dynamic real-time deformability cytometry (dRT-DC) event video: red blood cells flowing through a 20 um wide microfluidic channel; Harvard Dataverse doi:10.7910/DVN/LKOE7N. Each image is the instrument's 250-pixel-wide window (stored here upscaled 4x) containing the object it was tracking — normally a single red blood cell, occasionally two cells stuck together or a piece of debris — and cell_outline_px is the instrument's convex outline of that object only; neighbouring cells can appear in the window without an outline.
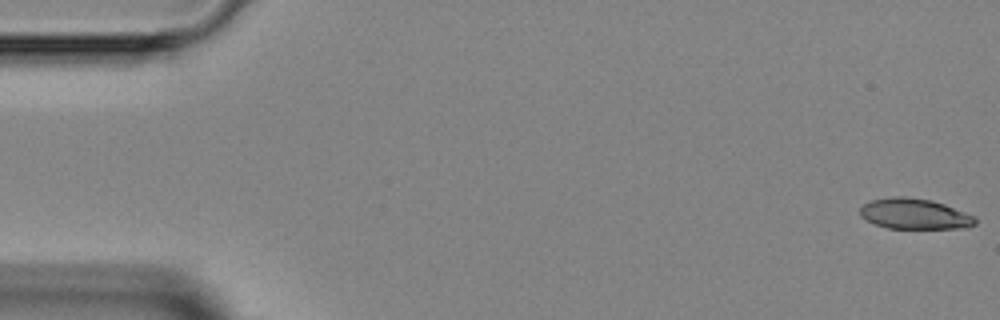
{"species": "Egyptian fruit bat (a non-hibernating species)", "species_latin": "Rousettus aegyptiacus", "temperature_condition": "room temperature", "stored_images_in_passage": 6, "camera_frame_rate_fps": 3000, "um_per_image_px": 0.085, "animal": {"sex": "female"}, "frame": {"image": 1, "passage_image": 1, "time_ms": 0.0, "image_size_px": [1000, 320], "cell_outline_px": [[976, 224], [968, 228], [888, 228], [876, 224], [860, 216], [860, 208], [864, 204], [872, 200], [892, 196], [904, 196], [932, 200], [944, 204], [976, 216]], "centroid_in_image_um": [77.77, 18.17], "position_along_channel_um": 7.2, "area_um2": 20.52}}
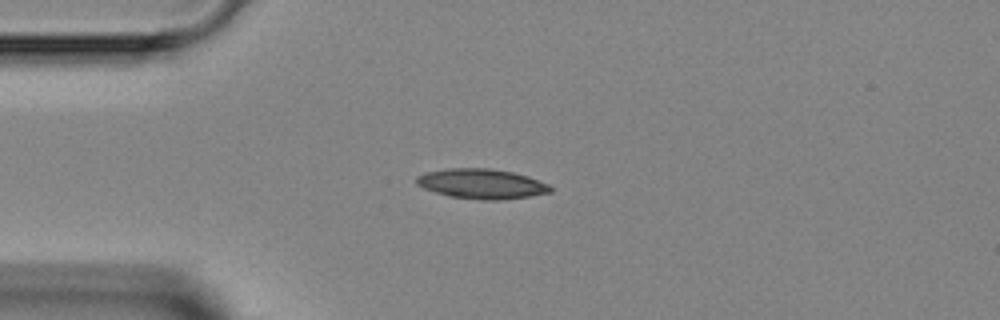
{"frame": {"image": 2, "passage_image": 4, "time_ms": 3.667, "image_size_px": [1000, 320], "cell_outline_px": [[552, 192], [528, 196], [496, 200], [480, 200], [448, 196], [424, 188], [416, 184], [416, 176], [424, 172], [448, 168], [488, 168], [512, 172], [528, 176], [548, 184], [552, 188]], "centroid_in_image_um": [40.91, 15.62], "position_along_channel_um": 44.1, "area_um2": 23.29}}
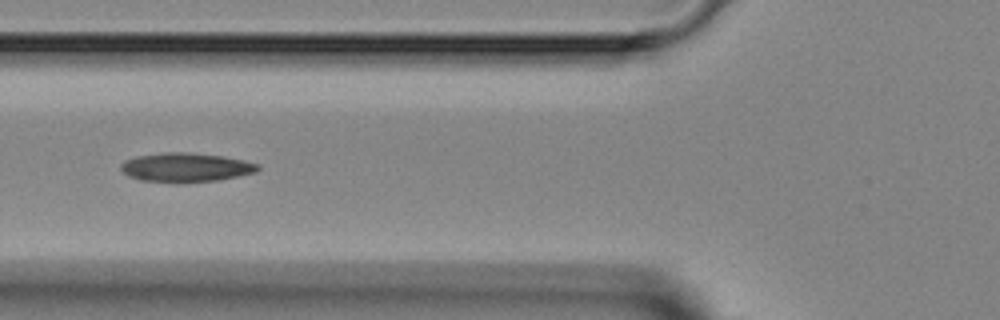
{"frame": {"image": 3, "passage_image": 6, "time_ms": 5.667, "image_size_px": [1000, 320], "cell_outline_px": [[260, 168], [256, 172], [220, 180], [140, 180], [128, 176], [120, 168], [120, 164], [124, 160], [136, 156], [164, 152], [188, 152], [224, 156], [244, 160], [260, 164]], "centroid_in_image_um": [15.82, 14.18], "position_along_channel_um": 110.0, "area_um2": 22.6}}